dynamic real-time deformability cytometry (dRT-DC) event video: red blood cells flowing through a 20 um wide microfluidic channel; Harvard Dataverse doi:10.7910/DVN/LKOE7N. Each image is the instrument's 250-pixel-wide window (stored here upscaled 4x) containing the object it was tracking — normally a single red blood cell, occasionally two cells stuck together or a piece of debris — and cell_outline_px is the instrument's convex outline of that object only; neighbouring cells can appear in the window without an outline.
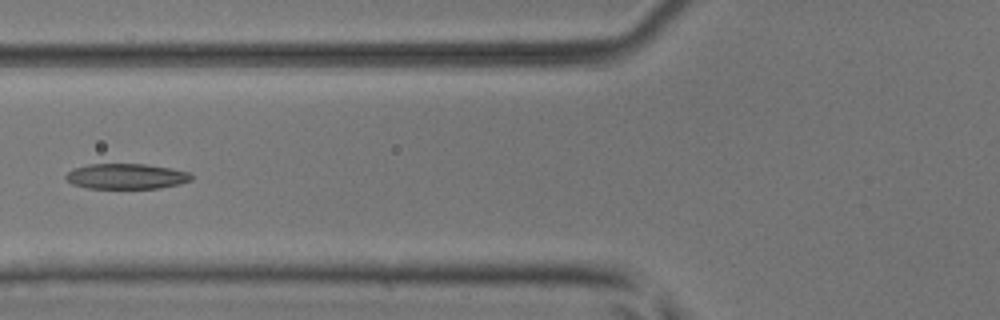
{"species": "common noctule bat (a hibernating species)", "species_latin": "Nyctalus noctula", "temperature_condition": "room temperature", "stored_images_in_passage": 6, "camera_frame_rate_fps": 3000, "um_per_image_px": 0.085, "animal": {"sex": "male", "body_mass_g": 17.9, "forearm_length_mm": 54.2}, "frame": {"image": 1, "passage_image": 6, "time_ms": 1.667, "image_size_px": [1000, 320], "cell_outline_px": [[192, 180], [180, 184], [160, 188], [88, 188], [72, 184], [64, 176], [72, 168], [88, 164], [144, 164], [168, 168], [188, 172], [192, 176]], "centroid_in_image_um": [10.71, 14.99], "position_along_channel_um": 115.1, "area_um2": 18.5}}